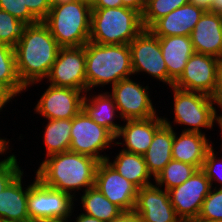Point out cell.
Segmentation results:
<instances>
[{
    "instance_id": "8d00e7d4",
    "label": "cell",
    "mask_w": 222,
    "mask_h": 222,
    "mask_svg": "<svg viewBox=\"0 0 222 222\" xmlns=\"http://www.w3.org/2000/svg\"><path fill=\"white\" fill-rule=\"evenodd\" d=\"M215 104L222 108V58L219 59L216 74V93L213 96Z\"/></svg>"
},
{
    "instance_id": "d6986e66",
    "label": "cell",
    "mask_w": 222,
    "mask_h": 222,
    "mask_svg": "<svg viewBox=\"0 0 222 222\" xmlns=\"http://www.w3.org/2000/svg\"><path fill=\"white\" fill-rule=\"evenodd\" d=\"M164 124L163 118L154 116L148 119L126 120V125L120 127L115 136L123 138L126 146L124 151L143 155L152 143L155 132Z\"/></svg>"
},
{
    "instance_id": "4fadbf2b",
    "label": "cell",
    "mask_w": 222,
    "mask_h": 222,
    "mask_svg": "<svg viewBox=\"0 0 222 222\" xmlns=\"http://www.w3.org/2000/svg\"><path fill=\"white\" fill-rule=\"evenodd\" d=\"M147 89L148 86L142 87L139 83L133 82L130 77L112 86L111 95L120 111V118L136 120L157 116Z\"/></svg>"
},
{
    "instance_id": "c3c4849f",
    "label": "cell",
    "mask_w": 222,
    "mask_h": 222,
    "mask_svg": "<svg viewBox=\"0 0 222 222\" xmlns=\"http://www.w3.org/2000/svg\"><path fill=\"white\" fill-rule=\"evenodd\" d=\"M78 1L84 2V3L88 4V5H90L91 7L93 6V4L95 2V0H78Z\"/></svg>"
},
{
    "instance_id": "9a60e30c",
    "label": "cell",
    "mask_w": 222,
    "mask_h": 222,
    "mask_svg": "<svg viewBox=\"0 0 222 222\" xmlns=\"http://www.w3.org/2000/svg\"><path fill=\"white\" fill-rule=\"evenodd\" d=\"M81 90L49 85L35 111L49 119H72L83 109L85 95ZM83 94V96H82Z\"/></svg>"
},
{
    "instance_id": "5b68a950",
    "label": "cell",
    "mask_w": 222,
    "mask_h": 222,
    "mask_svg": "<svg viewBox=\"0 0 222 222\" xmlns=\"http://www.w3.org/2000/svg\"><path fill=\"white\" fill-rule=\"evenodd\" d=\"M92 7L71 2L53 7L42 21L60 47H80L89 42Z\"/></svg>"
},
{
    "instance_id": "9c48e42d",
    "label": "cell",
    "mask_w": 222,
    "mask_h": 222,
    "mask_svg": "<svg viewBox=\"0 0 222 222\" xmlns=\"http://www.w3.org/2000/svg\"><path fill=\"white\" fill-rule=\"evenodd\" d=\"M129 47L133 74L144 71L170 87L173 86L174 81L168 76V69L162 57L159 37L149 29H144L129 43Z\"/></svg>"
},
{
    "instance_id": "277c9868",
    "label": "cell",
    "mask_w": 222,
    "mask_h": 222,
    "mask_svg": "<svg viewBox=\"0 0 222 222\" xmlns=\"http://www.w3.org/2000/svg\"><path fill=\"white\" fill-rule=\"evenodd\" d=\"M144 30L142 14L125 6L92 9L89 41L129 45Z\"/></svg>"
},
{
    "instance_id": "e575fe53",
    "label": "cell",
    "mask_w": 222,
    "mask_h": 222,
    "mask_svg": "<svg viewBox=\"0 0 222 222\" xmlns=\"http://www.w3.org/2000/svg\"><path fill=\"white\" fill-rule=\"evenodd\" d=\"M216 154L214 153L213 146L206 153L201 170L205 173L206 177L210 180L211 186H213V181H217L222 184V174L221 171L217 169ZM221 164V163H220ZM219 165V164H218ZM218 168H220L218 166ZM218 171V172H217ZM219 173V175H218ZM222 188V185H220Z\"/></svg>"
},
{
    "instance_id": "7a4b0ae2",
    "label": "cell",
    "mask_w": 222,
    "mask_h": 222,
    "mask_svg": "<svg viewBox=\"0 0 222 222\" xmlns=\"http://www.w3.org/2000/svg\"><path fill=\"white\" fill-rule=\"evenodd\" d=\"M46 158L35 172L44 185L70 195L73 190H87L95 185L99 163L95 158L70 150Z\"/></svg>"
},
{
    "instance_id": "7dc6e473",
    "label": "cell",
    "mask_w": 222,
    "mask_h": 222,
    "mask_svg": "<svg viewBox=\"0 0 222 222\" xmlns=\"http://www.w3.org/2000/svg\"><path fill=\"white\" fill-rule=\"evenodd\" d=\"M68 219H49V220H40L37 222H67Z\"/></svg>"
},
{
    "instance_id": "ba28073f",
    "label": "cell",
    "mask_w": 222,
    "mask_h": 222,
    "mask_svg": "<svg viewBox=\"0 0 222 222\" xmlns=\"http://www.w3.org/2000/svg\"><path fill=\"white\" fill-rule=\"evenodd\" d=\"M114 140L115 136L94 122L83 109L72 118L70 151L91 156L101 162L107 159V155H100V150L109 147Z\"/></svg>"
},
{
    "instance_id": "60d3db41",
    "label": "cell",
    "mask_w": 222,
    "mask_h": 222,
    "mask_svg": "<svg viewBox=\"0 0 222 222\" xmlns=\"http://www.w3.org/2000/svg\"><path fill=\"white\" fill-rule=\"evenodd\" d=\"M189 3L202 8L204 11H210L213 0H188Z\"/></svg>"
},
{
    "instance_id": "8992f818",
    "label": "cell",
    "mask_w": 222,
    "mask_h": 222,
    "mask_svg": "<svg viewBox=\"0 0 222 222\" xmlns=\"http://www.w3.org/2000/svg\"><path fill=\"white\" fill-rule=\"evenodd\" d=\"M174 91V113L175 122L181 125H188L183 131L201 132V127L212 128L217 121L214 98L203 93L186 91L172 86Z\"/></svg>"
},
{
    "instance_id": "83f0119b",
    "label": "cell",
    "mask_w": 222,
    "mask_h": 222,
    "mask_svg": "<svg viewBox=\"0 0 222 222\" xmlns=\"http://www.w3.org/2000/svg\"><path fill=\"white\" fill-rule=\"evenodd\" d=\"M44 132L47 157L69 150L72 119H49Z\"/></svg>"
},
{
    "instance_id": "484cf974",
    "label": "cell",
    "mask_w": 222,
    "mask_h": 222,
    "mask_svg": "<svg viewBox=\"0 0 222 222\" xmlns=\"http://www.w3.org/2000/svg\"><path fill=\"white\" fill-rule=\"evenodd\" d=\"M81 197L84 214L97 218L103 222H109L118 218L123 211L108 200L96 186L90 187L84 191Z\"/></svg>"
},
{
    "instance_id": "ab89813d",
    "label": "cell",
    "mask_w": 222,
    "mask_h": 222,
    "mask_svg": "<svg viewBox=\"0 0 222 222\" xmlns=\"http://www.w3.org/2000/svg\"><path fill=\"white\" fill-rule=\"evenodd\" d=\"M122 5L128 8L135 9L141 14L143 13L145 8L144 0H122Z\"/></svg>"
},
{
    "instance_id": "d4e9b609",
    "label": "cell",
    "mask_w": 222,
    "mask_h": 222,
    "mask_svg": "<svg viewBox=\"0 0 222 222\" xmlns=\"http://www.w3.org/2000/svg\"><path fill=\"white\" fill-rule=\"evenodd\" d=\"M85 94L83 100V110L86 114L92 118L94 122L107 128L114 136L120 131L121 125L115 124L114 120L115 110L118 112L114 98L108 92L98 94L97 96H91L88 99Z\"/></svg>"
},
{
    "instance_id": "ac0fdd59",
    "label": "cell",
    "mask_w": 222,
    "mask_h": 222,
    "mask_svg": "<svg viewBox=\"0 0 222 222\" xmlns=\"http://www.w3.org/2000/svg\"><path fill=\"white\" fill-rule=\"evenodd\" d=\"M205 11L187 3L157 20L149 30L156 37L189 36Z\"/></svg>"
},
{
    "instance_id": "52a82bcc",
    "label": "cell",
    "mask_w": 222,
    "mask_h": 222,
    "mask_svg": "<svg viewBox=\"0 0 222 222\" xmlns=\"http://www.w3.org/2000/svg\"><path fill=\"white\" fill-rule=\"evenodd\" d=\"M73 196L44 185L36 176L27 198L29 219L31 222L67 219L72 215Z\"/></svg>"
},
{
    "instance_id": "603a6c76",
    "label": "cell",
    "mask_w": 222,
    "mask_h": 222,
    "mask_svg": "<svg viewBox=\"0 0 222 222\" xmlns=\"http://www.w3.org/2000/svg\"><path fill=\"white\" fill-rule=\"evenodd\" d=\"M211 147L212 144L208 142L205 134L182 131L177 137L174 131L172 158L201 169L206 153Z\"/></svg>"
},
{
    "instance_id": "836d02e7",
    "label": "cell",
    "mask_w": 222,
    "mask_h": 222,
    "mask_svg": "<svg viewBox=\"0 0 222 222\" xmlns=\"http://www.w3.org/2000/svg\"><path fill=\"white\" fill-rule=\"evenodd\" d=\"M15 155L0 161V193L22 172Z\"/></svg>"
},
{
    "instance_id": "4316f807",
    "label": "cell",
    "mask_w": 222,
    "mask_h": 222,
    "mask_svg": "<svg viewBox=\"0 0 222 222\" xmlns=\"http://www.w3.org/2000/svg\"><path fill=\"white\" fill-rule=\"evenodd\" d=\"M0 88L12 99L25 87L16 71L14 47L0 43Z\"/></svg>"
},
{
    "instance_id": "7402d4cb",
    "label": "cell",
    "mask_w": 222,
    "mask_h": 222,
    "mask_svg": "<svg viewBox=\"0 0 222 222\" xmlns=\"http://www.w3.org/2000/svg\"><path fill=\"white\" fill-rule=\"evenodd\" d=\"M166 119L163 118L164 124L155 132L151 145L143 154L148 171L154 178L173 159L174 130Z\"/></svg>"
},
{
    "instance_id": "d6a6232c",
    "label": "cell",
    "mask_w": 222,
    "mask_h": 222,
    "mask_svg": "<svg viewBox=\"0 0 222 222\" xmlns=\"http://www.w3.org/2000/svg\"><path fill=\"white\" fill-rule=\"evenodd\" d=\"M0 10L8 12L25 25L39 22L29 10H23L22 0H0Z\"/></svg>"
},
{
    "instance_id": "bcb514c9",
    "label": "cell",
    "mask_w": 222,
    "mask_h": 222,
    "mask_svg": "<svg viewBox=\"0 0 222 222\" xmlns=\"http://www.w3.org/2000/svg\"><path fill=\"white\" fill-rule=\"evenodd\" d=\"M8 144H9V140L6 141V139L0 138V154H3L4 152L7 151V149H9Z\"/></svg>"
},
{
    "instance_id": "d590c367",
    "label": "cell",
    "mask_w": 222,
    "mask_h": 222,
    "mask_svg": "<svg viewBox=\"0 0 222 222\" xmlns=\"http://www.w3.org/2000/svg\"><path fill=\"white\" fill-rule=\"evenodd\" d=\"M22 4L23 10H29L38 21H43L51 9L48 0H22Z\"/></svg>"
},
{
    "instance_id": "f1b7e54d",
    "label": "cell",
    "mask_w": 222,
    "mask_h": 222,
    "mask_svg": "<svg viewBox=\"0 0 222 222\" xmlns=\"http://www.w3.org/2000/svg\"><path fill=\"white\" fill-rule=\"evenodd\" d=\"M197 170L196 166L172 159L155 177V182L159 187H163L164 184V189L168 191L184 183Z\"/></svg>"
},
{
    "instance_id": "ee69618b",
    "label": "cell",
    "mask_w": 222,
    "mask_h": 222,
    "mask_svg": "<svg viewBox=\"0 0 222 222\" xmlns=\"http://www.w3.org/2000/svg\"><path fill=\"white\" fill-rule=\"evenodd\" d=\"M11 98L0 88V110L9 102Z\"/></svg>"
},
{
    "instance_id": "f546056e",
    "label": "cell",
    "mask_w": 222,
    "mask_h": 222,
    "mask_svg": "<svg viewBox=\"0 0 222 222\" xmlns=\"http://www.w3.org/2000/svg\"><path fill=\"white\" fill-rule=\"evenodd\" d=\"M188 0H150L142 13L144 29H149L157 20L187 4Z\"/></svg>"
},
{
    "instance_id": "b9f144b4",
    "label": "cell",
    "mask_w": 222,
    "mask_h": 222,
    "mask_svg": "<svg viewBox=\"0 0 222 222\" xmlns=\"http://www.w3.org/2000/svg\"><path fill=\"white\" fill-rule=\"evenodd\" d=\"M76 219H77L76 222H103V221H100L97 218L88 216V215H86L84 213H81L79 215V217H77Z\"/></svg>"
},
{
    "instance_id": "74e56055",
    "label": "cell",
    "mask_w": 222,
    "mask_h": 222,
    "mask_svg": "<svg viewBox=\"0 0 222 222\" xmlns=\"http://www.w3.org/2000/svg\"><path fill=\"white\" fill-rule=\"evenodd\" d=\"M122 6V0H95L92 9H105Z\"/></svg>"
},
{
    "instance_id": "4dcf8cb0",
    "label": "cell",
    "mask_w": 222,
    "mask_h": 222,
    "mask_svg": "<svg viewBox=\"0 0 222 222\" xmlns=\"http://www.w3.org/2000/svg\"><path fill=\"white\" fill-rule=\"evenodd\" d=\"M24 26L20 20L0 10V43L14 47L22 35Z\"/></svg>"
},
{
    "instance_id": "ffe728a7",
    "label": "cell",
    "mask_w": 222,
    "mask_h": 222,
    "mask_svg": "<svg viewBox=\"0 0 222 222\" xmlns=\"http://www.w3.org/2000/svg\"><path fill=\"white\" fill-rule=\"evenodd\" d=\"M22 176L23 172L0 193V222H31L27 207L30 185L23 190Z\"/></svg>"
},
{
    "instance_id": "f6af8a7d",
    "label": "cell",
    "mask_w": 222,
    "mask_h": 222,
    "mask_svg": "<svg viewBox=\"0 0 222 222\" xmlns=\"http://www.w3.org/2000/svg\"><path fill=\"white\" fill-rule=\"evenodd\" d=\"M71 1L72 0H48L51 8L67 4Z\"/></svg>"
},
{
    "instance_id": "cb8c5ba5",
    "label": "cell",
    "mask_w": 222,
    "mask_h": 222,
    "mask_svg": "<svg viewBox=\"0 0 222 222\" xmlns=\"http://www.w3.org/2000/svg\"><path fill=\"white\" fill-rule=\"evenodd\" d=\"M106 161L124 178L133 183L138 189L149 186L152 176L147 168L143 155L120 151L114 162Z\"/></svg>"
},
{
    "instance_id": "816d5d0a",
    "label": "cell",
    "mask_w": 222,
    "mask_h": 222,
    "mask_svg": "<svg viewBox=\"0 0 222 222\" xmlns=\"http://www.w3.org/2000/svg\"><path fill=\"white\" fill-rule=\"evenodd\" d=\"M150 0H144V4H146L147 2H149Z\"/></svg>"
},
{
    "instance_id": "681fc988",
    "label": "cell",
    "mask_w": 222,
    "mask_h": 222,
    "mask_svg": "<svg viewBox=\"0 0 222 222\" xmlns=\"http://www.w3.org/2000/svg\"><path fill=\"white\" fill-rule=\"evenodd\" d=\"M217 123L219 124L220 126V130H221V133H222V114L220 116H217Z\"/></svg>"
},
{
    "instance_id": "5bb4252c",
    "label": "cell",
    "mask_w": 222,
    "mask_h": 222,
    "mask_svg": "<svg viewBox=\"0 0 222 222\" xmlns=\"http://www.w3.org/2000/svg\"><path fill=\"white\" fill-rule=\"evenodd\" d=\"M94 186L123 212L134 211L138 188L121 176L106 160L97 165Z\"/></svg>"
},
{
    "instance_id": "6da1fadb",
    "label": "cell",
    "mask_w": 222,
    "mask_h": 222,
    "mask_svg": "<svg viewBox=\"0 0 222 222\" xmlns=\"http://www.w3.org/2000/svg\"><path fill=\"white\" fill-rule=\"evenodd\" d=\"M60 46L42 22L25 25L14 46L16 71L22 85L27 86L47 78Z\"/></svg>"
},
{
    "instance_id": "f35d334b",
    "label": "cell",
    "mask_w": 222,
    "mask_h": 222,
    "mask_svg": "<svg viewBox=\"0 0 222 222\" xmlns=\"http://www.w3.org/2000/svg\"><path fill=\"white\" fill-rule=\"evenodd\" d=\"M109 222H141L140 217L134 212H123L118 218Z\"/></svg>"
},
{
    "instance_id": "3957f363",
    "label": "cell",
    "mask_w": 222,
    "mask_h": 222,
    "mask_svg": "<svg viewBox=\"0 0 222 222\" xmlns=\"http://www.w3.org/2000/svg\"><path fill=\"white\" fill-rule=\"evenodd\" d=\"M87 93L91 87L115 85L133 74L131 50L126 44L102 45L89 41L85 45Z\"/></svg>"
},
{
    "instance_id": "7bdbcfd3",
    "label": "cell",
    "mask_w": 222,
    "mask_h": 222,
    "mask_svg": "<svg viewBox=\"0 0 222 222\" xmlns=\"http://www.w3.org/2000/svg\"><path fill=\"white\" fill-rule=\"evenodd\" d=\"M210 12L221 13L222 12V0H213Z\"/></svg>"
},
{
    "instance_id": "2e32d148",
    "label": "cell",
    "mask_w": 222,
    "mask_h": 222,
    "mask_svg": "<svg viewBox=\"0 0 222 222\" xmlns=\"http://www.w3.org/2000/svg\"><path fill=\"white\" fill-rule=\"evenodd\" d=\"M134 212L141 222H182L176 215L168 191L153 184L138 189Z\"/></svg>"
},
{
    "instance_id": "7c38bea8",
    "label": "cell",
    "mask_w": 222,
    "mask_h": 222,
    "mask_svg": "<svg viewBox=\"0 0 222 222\" xmlns=\"http://www.w3.org/2000/svg\"><path fill=\"white\" fill-rule=\"evenodd\" d=\"M218 61L219 58L215 56L195 52L173 86L213 97L216 93Z\"/></svg>"
},
{
    "instance_id": "e0dca14e",
    "label": "cell",
    "mask_w": 222,
    "mask_h": 222,
    "mask_svg": "<svg viewBox=\"0 0 222 222\" xmlns=\"http://www.w3.org/2000/svg\"><path fill=\"white\" fill-rule=\"evenodd\" d=\"M194 51L222 58V17L205 11L190 35Z\"/></svg>"
},
{
    "instance_id": "8fae6325",
    "label": "cell",
    "mask_w": 222,
    "mask_h": 222,
    "mask_svg": "<svg viewBox=\"0 0 222 222\" xmlns=\"http://www.w3.org/2000/svg\"><path fill=\"white\" fill-rule=\"evenodd\" d=\"M212 186L205 173L198 169L179 186L168 190L176 215L182 222H194Z\"/></svg>"
},
{
    "instance_id": "1f68e13d",
    "label": "cell",
    "mask_w": 222,
    "mask_h": 222,
    "mask_svg": "<svg viewBox=\"0 0 222 222\" xmlns=\"http://www.w3.org/2000/svg\"><path fill=\"white\" fill-rule=\"evenodd\" d=\"M222 220V188L210 190L202 203L200 213L195 221Z\"/></svg>"
},
{
    "instance_id": "f907efd6",
    "label": "cell",
    "mask_w": 222,
    "mask_h": 222,
    "mask_svg": "<svg viewBox=\"0 0 222 222\" xmlns=\"http://www.w3.org/2000/svg\"><path fill=\"white\" fill-rule=\"evenodd\" d=\"M194 222H222V220H218V221H194Z\"/></svg>"
},
{
    "instance_id": "44dd1931",
    "label": "cell",
    "mask_w": 222,
    "mask_h": 222,
    "mask_svg": "<svg viewBox=\"0 0 222 222\" xmlns=\"http://www.w3.org/2000/svg\"><path fill=\"white\" fill-rule=\"evenodd\" d=\"M168 76L175 82L183 73L188 59L195 53L189 36L159 37Z\"/></svg>"
},
{
    "instance_id": "30bf717a",
    "label": "cell",
    "mask_w": 222,
    "mask_h": 222,
    "mask_svg": "<svg viewBox=\"0 0 222 222\" xmlns=\"http://www.w3.org/2000/svg\"><path fill=\"white\" fill-rule=\"evenodd\" d=\"M85 45L60 47L47 76L50 85L87 92Z\"/></svg>"
}]
</instances>
